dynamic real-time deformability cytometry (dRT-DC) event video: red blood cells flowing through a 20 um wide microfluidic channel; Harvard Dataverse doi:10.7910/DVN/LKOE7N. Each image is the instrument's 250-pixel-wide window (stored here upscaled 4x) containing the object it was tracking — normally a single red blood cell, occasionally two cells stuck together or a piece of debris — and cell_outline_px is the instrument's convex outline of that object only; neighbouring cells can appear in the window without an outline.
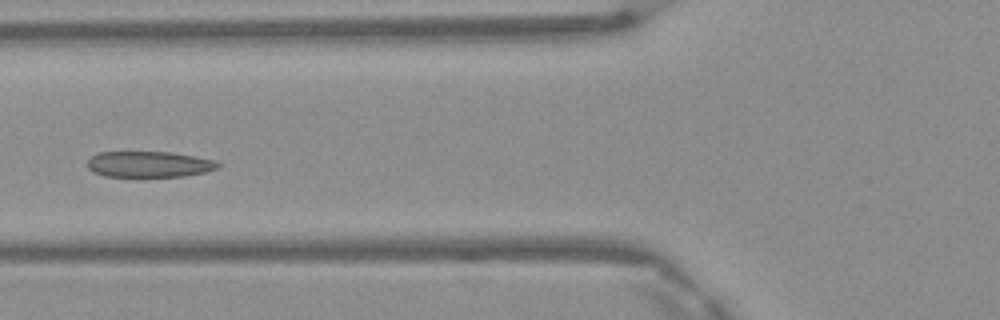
{"species": "Egyptian fruit bat (a non-hibernating species)", "species_latin": "Rousettus aegyptiacus", "temperature_condition": "warm", "stored_images_in_passage": 6, "camera_frame_rate_fps": 3000, "um_per_image_px": 0.085, "frame": {"image": 1, "passage_image": 5, "time_ms": 1.333, "image_size_px": [1000, 320], "cell_outline_px": [[220, 164], [216, 168], [204, 172], [184, 176], [104, 176], [92, 172], [88, 168], [88, 160], [96, 152], [172, 152], [196, 156], [216, 160]], "centroid_in_image_um": [12.65, 13.95], "position_along_channel_um": 113.1, "area_um2": 19.71}}
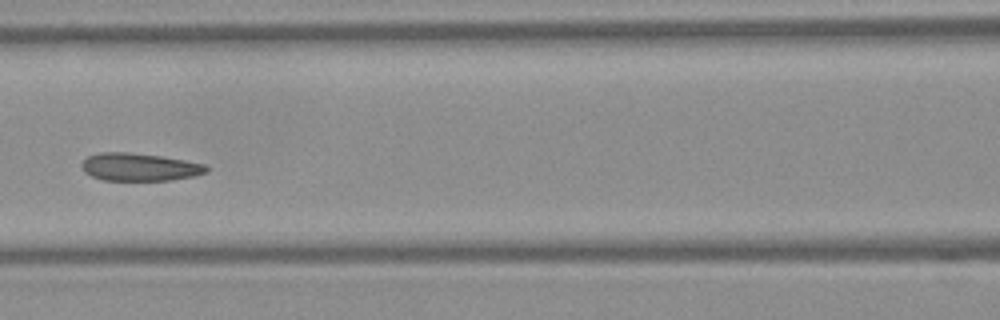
{"frame": {"image": 2, "passage_image": 6, "time_ms": 1.667, "image_size_px": [1000, 320], "cell_outline_px": [[208, 172], [196, 176], [172, 180], [100, 180], [84, 172], [80, 164], [88, 156], [100, 152], [128, 152], [160, 156], [208, 164]], "centroid_in_image_um": [11.88, 14.2], "position_along_channel_um": 154.7, "area_um2": 20.35}}